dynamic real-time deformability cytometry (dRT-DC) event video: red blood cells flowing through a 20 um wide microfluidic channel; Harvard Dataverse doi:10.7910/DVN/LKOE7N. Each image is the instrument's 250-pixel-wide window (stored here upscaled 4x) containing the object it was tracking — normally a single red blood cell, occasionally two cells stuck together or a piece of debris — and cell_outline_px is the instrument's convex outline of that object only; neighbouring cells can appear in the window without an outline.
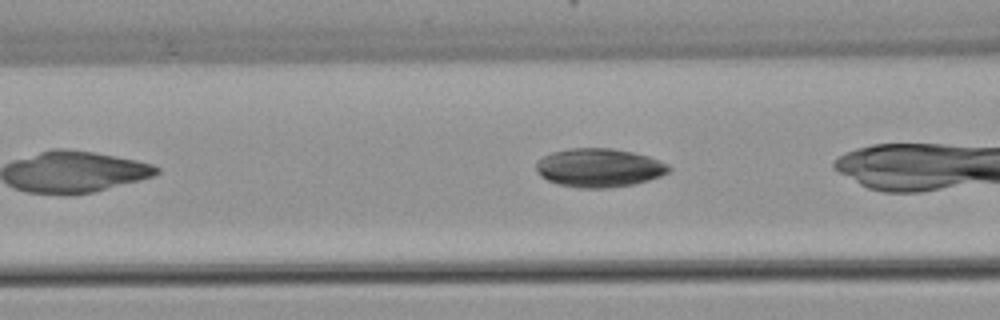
{"species": "common noctule bat (a hibernating species)", "species_latin": "Nyctalus noctula", "temperature_condition": "warm", "stored_images_in_passage": 10, "camera_frame_rate_fps": 3000, "um_per_image_px": 0.085, "animal": {"sex": "female", "body_mass_g": 22.7, "forearm_length_mm": 54.2}, "frame": {"image": 1, "passage_image": 4, "time_ms": 1.0, "image_size_px": [1000, 320], "cell_outline_px": [[672, 172], [648, 180], [632, 184], [608, 188], [576, 188], [556, 184], [540, 176], [536, 172], [536, 164], [544, 156], [552, 152], [568, 148], [612, 148], [632, 152], [648, 156], [660, 160], [668, 164], [672, 168]], "centroid_in_image_um": [50.93, 14.26], "position_along_channel_um": 115.7, "area_um2": 30.11}}